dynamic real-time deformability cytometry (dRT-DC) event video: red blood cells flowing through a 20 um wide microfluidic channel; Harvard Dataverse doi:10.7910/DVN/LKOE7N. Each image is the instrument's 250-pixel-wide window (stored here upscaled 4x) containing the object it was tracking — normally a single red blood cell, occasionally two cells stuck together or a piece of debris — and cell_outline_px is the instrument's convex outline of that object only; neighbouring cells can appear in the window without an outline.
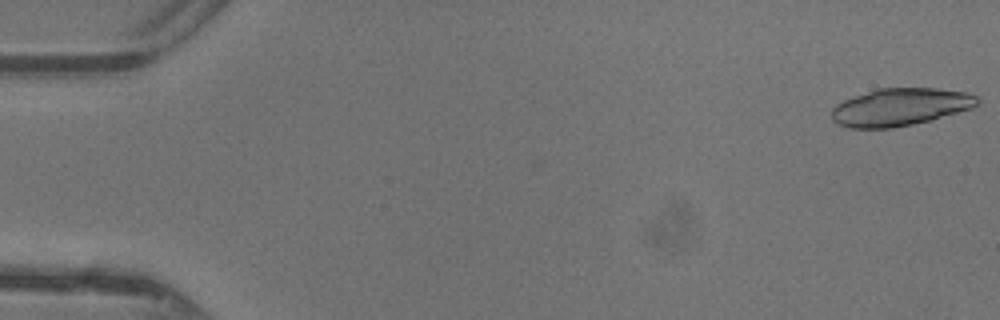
{"species": "common noctule bat (a hibernating species)", "species_latin": "Nyctalus noctula", "temperature_condition": "warm", "stored_images_in_passage": 8, "camera_frame_rate_fps": 3000, "um_per_image_px": 0.085, "animal": {"sex": "female"}, "frame": {"image": 1, "passage_image": 1, "time_ms": 0.0, "image_size_px": [1000, 320], "cell_outline_px": [[980, 100], [972, 108], [932, 120], [892, 128], [848, 128], [836, 124], [832, 120], [832, 108], [836, 104], [844, 100], [876, 88], [936, 88], [968, 92], [976, 96]], "centroid_in_image_um": [76.5, 9.1], "position_along_channel_um": 8.5, "area_um2": 32.02}}